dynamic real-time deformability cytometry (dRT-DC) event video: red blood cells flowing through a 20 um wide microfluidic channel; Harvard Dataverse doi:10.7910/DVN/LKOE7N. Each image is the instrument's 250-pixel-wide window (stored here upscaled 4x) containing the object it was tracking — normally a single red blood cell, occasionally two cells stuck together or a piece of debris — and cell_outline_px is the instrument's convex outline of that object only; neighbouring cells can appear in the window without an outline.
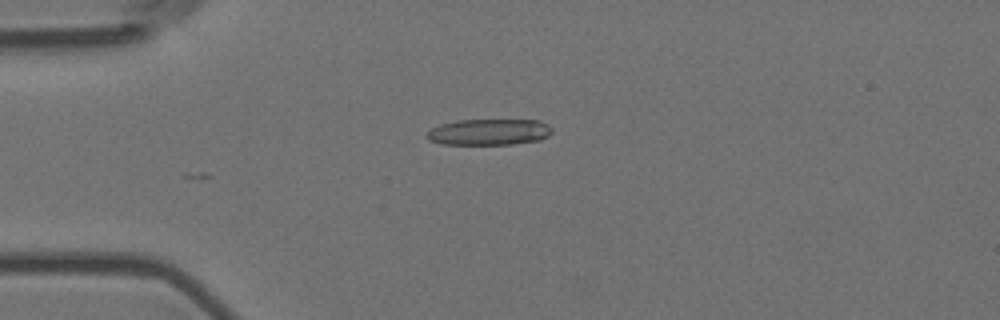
{"species": "Egyptian fruit bat (a non-hibernating species)", "species_latin": "Rousettus aegyptiacus", "temperature_condition": "room temperature", "stored_images_in_passage": 28, "camera_frame_rate_fps": 3000, "um_per_image_px": 0.085, "animal": {"sex": "female"}, "frame": {"image": 1, "passage_image": 15, "time_ms": 4.667, "image_size_px": [1000, 320], "cell_outline_px": [[552, 132], [548, 136], [540, 140], [512, 144], [444, 144], [428, 140], [424, 136], [432, 128], [440, 124], [456, 120], [540, 120], [548, 124], [552, 128]], "centroid_in_image_um": [41.57, 11.22], "position_along_channel_um": 43.4, "area_um2": 19.19}}
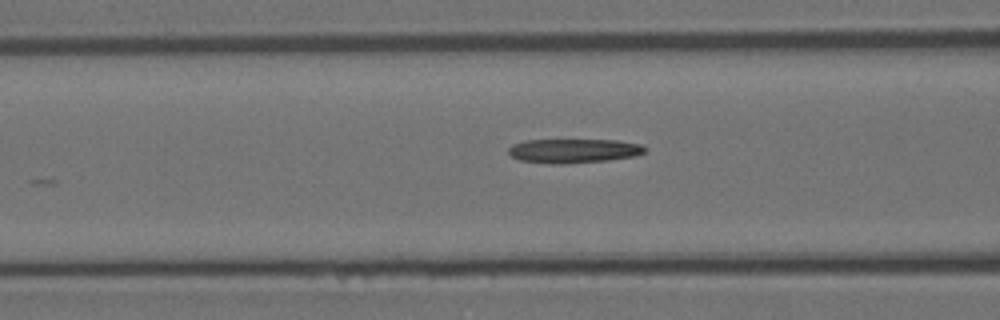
{"frame": {"image": 2, "passage_image": 23, "time_ms": 7.333, "image_size_px": [1000, 320], "cell_outline_px": [[648, 148], [644, 152], [636, 156], [608, 160], [564, 164], [552, 164], [520, 160], [512, 156], [508, 152], [508, 148], [512, 144], [524, 140], [620, 140], [644, 144]], "centroid_in_image_um": [48.8, 12.81], "position_along_channel_um": 117.8, "area_um2": 19.48}}
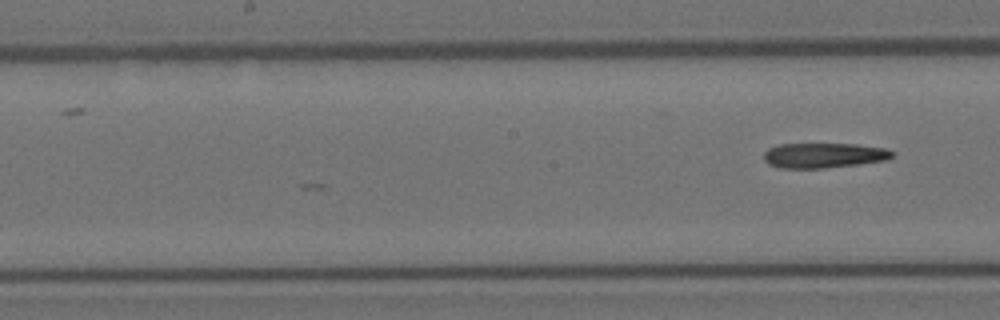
{"frame": {"image": 3, "passage_image": 28, "time_ms": 9.0, "image_size_px": [1000, 320], "cell_outline_px": [[896, 152], [888, 160], [824, 168], [780, 168], [768, 164], [764, 160], [764, 152], [768, 148], [780, 144], [856, 144], [884, 148]], "centroid_in_image_um": [70.01, 13.2], "position_along_channel_um": 178.2, "area_um2": 18.73}}